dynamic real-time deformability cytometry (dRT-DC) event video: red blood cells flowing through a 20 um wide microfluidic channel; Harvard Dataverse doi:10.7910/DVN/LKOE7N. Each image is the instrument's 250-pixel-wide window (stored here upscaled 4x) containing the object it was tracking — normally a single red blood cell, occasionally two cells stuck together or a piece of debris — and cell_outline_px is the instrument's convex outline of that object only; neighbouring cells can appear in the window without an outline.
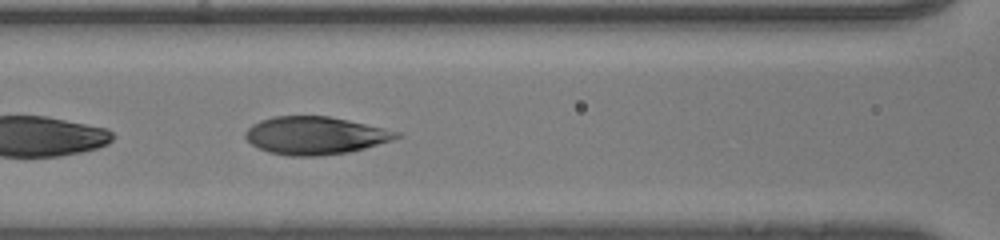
{"species": "human", "species_latin": "Homo sapiens", "temperature_condition": "room temperature", "stored_images_in_passage": 47, "segment_of_instrument_passage": [2, 2], "camera_frame_rate_fps": 3000, "um_per_image_px": 0.085, "donor": {"sex": "male"}, "frame": {"image": 1, "passage_image": 25, "time_ms": 8.0, "image_size_px": [1000, 240], "cell_outline_px": [[404, 136], [392, 140], [364, 148], [348, 152], [320, 156], [292, 156], [268, 152], [252, 144], [244, 136], [244, 132], [252, 124], [260, 120], [272, 116], [328, 116], [348, 120], [384, 128], [400, 132]], "centroid_in_image_um": [26.79, 11.51], "position_along_channel_um": 139.8, "area_um2": 33.23}}
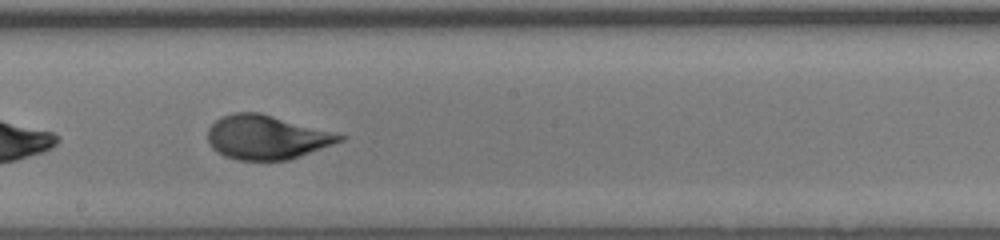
{"frame": {"image": 2, "passage_image": 31, "time_ms": 10.0, "image_size_px": [1000, 240], "cell_outline_px": [[348, 136], [344, 140], [300, 156], [288, 160], [236, 160], [224, 156], [216, 152], [212, 148], [208, 140], [208, 128], [220, 116], [232, 112], [260, 112]], "centroid_in_image_um": [22.63, 11.66], "position_along_channel_um": 225.6, "area_um2": 33.99}}
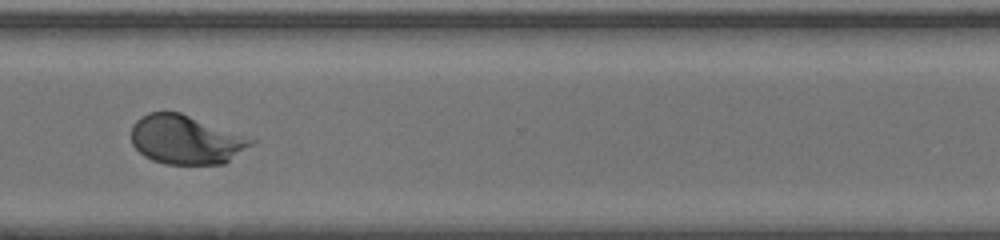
{"frame": {"image": 3, "passage_image": 40, "time_ms": 13.0, "image_size_px": [1000, 240], "cell_outline_px": [[256, 140], [252, 144], [224, 164], [164, 164], [152, 160], [144, 156], [132, 144], [132, 124], [140, 116], [148, 112], [180, 112]], "centroid_in_image_um": [15.75, 11.87], "position_along_channel_um": 354.8, "area_um2": 33.93}}